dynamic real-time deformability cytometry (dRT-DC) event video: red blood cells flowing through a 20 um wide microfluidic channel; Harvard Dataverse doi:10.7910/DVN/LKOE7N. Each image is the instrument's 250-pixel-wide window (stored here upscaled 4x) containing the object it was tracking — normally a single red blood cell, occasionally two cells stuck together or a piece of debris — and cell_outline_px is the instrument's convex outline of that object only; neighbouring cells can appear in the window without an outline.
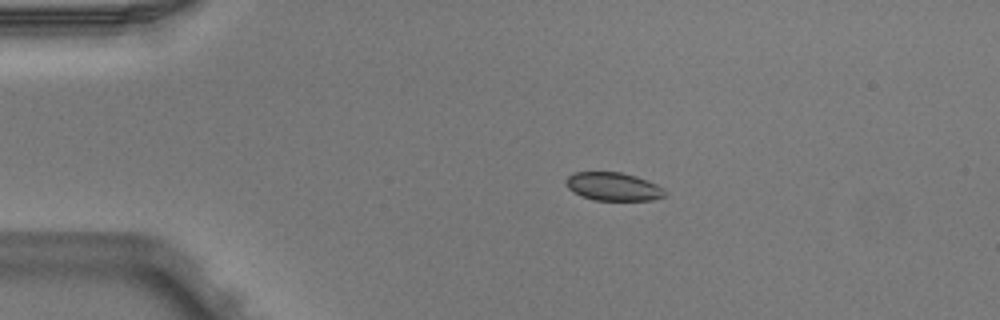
{"species": "Egyptian fruit bat (a non-hibernating species)", "species_latin": "Rousettus aegyptiacus", "temperature_condition": "warm", "stored_images_in_passage": 3, "camera_frame_rate_fps": 3000, "um_per_image_px": 0.085, "animal": {"sex": "male"}, "frame": {"image": 1, "passage_image": 2, "time_ms": 0.333, "image_size_px": [1000, 320], "cell_outline_px": [[664, 196], [652, 200], [596, 200], [584, 196], [568, 188], [564, 180], [568, 176], [576, 172], [620, 172], [636, 176], [656, 184], [664, 188]], "centroid_in_image_um": [52.13, 15.85], "position_along_channel_um": 32.9, "area_um2": 16.01}}